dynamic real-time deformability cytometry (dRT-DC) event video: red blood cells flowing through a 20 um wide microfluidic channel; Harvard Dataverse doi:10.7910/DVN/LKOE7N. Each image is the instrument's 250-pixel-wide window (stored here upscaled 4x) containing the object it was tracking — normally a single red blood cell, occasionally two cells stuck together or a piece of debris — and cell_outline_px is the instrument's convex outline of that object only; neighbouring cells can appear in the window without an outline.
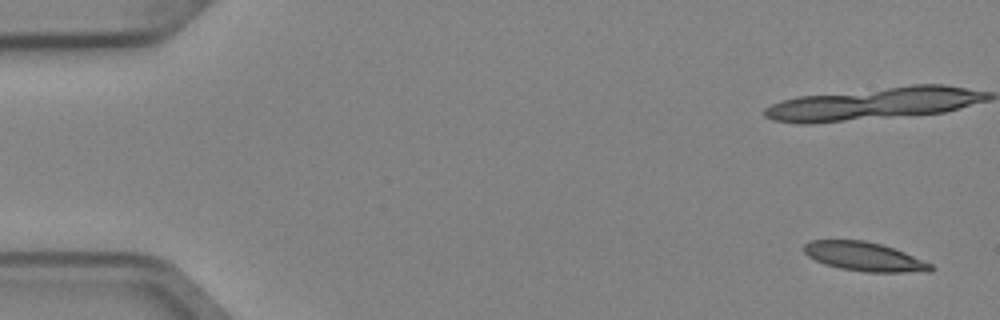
{"species": "Egyptian fruit bat (a non-hibernating species)", "species_latin": "Rousettus aegyptiacus", "temperature_condition": "cold", "stored_images_in_passage": 5, "camera_frame_rate_fps": 3000, "um_per_image_px": 0.085, "animal": {"sex": "female"}, "frame": {"image": 1, "passage_image": 1, "time_ms": 0.0, "image_size_px": [1000, 320], "cell_outline_px": [[936, 268], [932, 272], [864, 272], [840, 268], [824, 264], [808, 256], [804, 252], [804, 244], [808, 240], [864, 240], [880, 244], [904, 252], [932, 264]], "centroid_in_image_um": [73.48, 21.82], "position_along_channel_um": 11.5, "area_um2": 21.44}}